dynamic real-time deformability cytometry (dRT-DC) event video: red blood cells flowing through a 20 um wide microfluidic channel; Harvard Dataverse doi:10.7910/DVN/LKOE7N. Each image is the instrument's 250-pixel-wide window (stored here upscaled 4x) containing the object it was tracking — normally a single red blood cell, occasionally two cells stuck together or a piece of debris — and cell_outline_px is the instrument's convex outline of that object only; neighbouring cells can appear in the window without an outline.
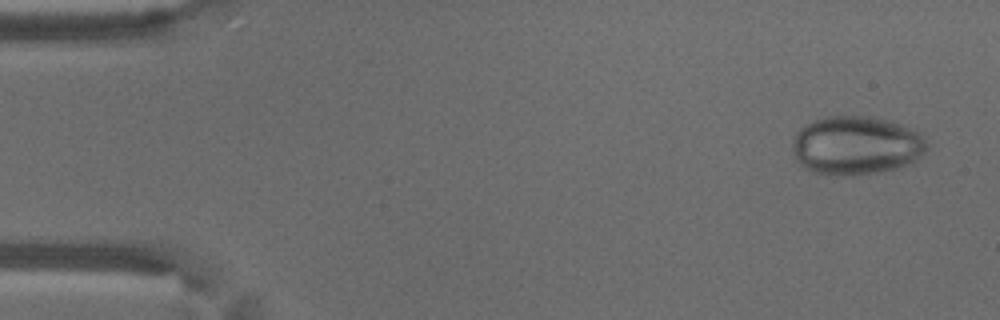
{"species": "common noctule bat (a hibernating species)", "species_latin": "Nyctalus noctula", "temperature_condition": "warm", "stored_images_in_passage": 54, "camera_frame_rate_fps": 3000, "um_per_image_px": 0.085, "animal": {"sex": "male", "body_mass_g": 18.8}, "frame": {"image": 1, "passage_image": 1, "time_ms": 0.0, "image_size_px": [1000, 320], "cell_outline_px": [[928, 148], [912, 164], [896, 168], [876, 172], [852, 176], [812, 172], [804, 168], [796, 160], [792, 148], [792, 144], [796, 132], [804, 124], [828, 116], [872, 116], [904, 124], [920, 132], [924, 136], [928, 144]], "centroid_in_image_um": [72.8, 12.35], "position_along_channel_um": 12.2, "area_um2": 46.47}}
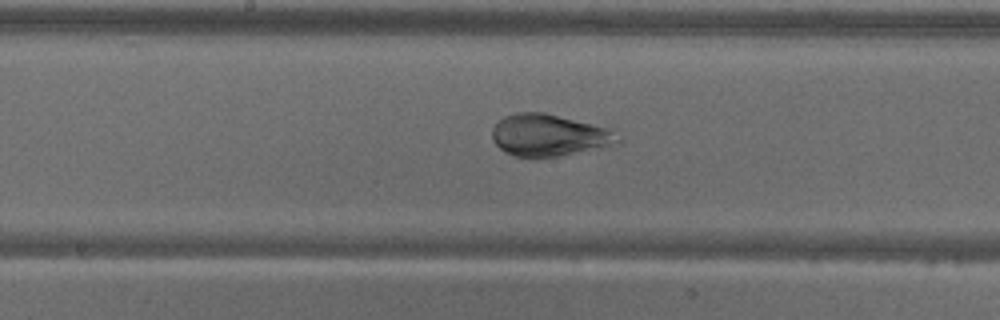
{"frame": {"image": 2, "passage_image": 27, "time_ms": 8.667, "image_size_px": [1000, 320], "cell_outline_px": [[620, 144], [556, 156], [512, 156], [504, 152], [492, 140], [492, 128], [504, 116], [516, 112], [544, 112], [608, 128], [620, 140]], "centroid_in_image_um": [46.62, 11.48], "position_along_channel_um": 201.6, "area_um2": 30.29}}
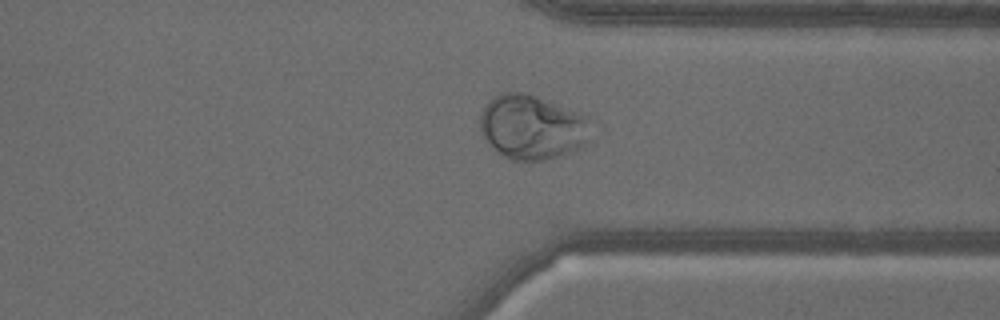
{"frame": {"image": 3, "passage_image": 41, "time_ms": 13.333, "image_size_px": [1000, 320], "cell_outline_px": [[596, 140], [584, 148], [576, 152], [564, 156], [544, 160], [508, 160], [500, 156], [480, 132], [480, 112], [488, 100], [500, 92], [528, 92], [580, 112], [588, 116]], "centroid_in_image_um": [45.33, 10.82], "position_along_channel_um": 366.1, "area_um2": 43.52}}